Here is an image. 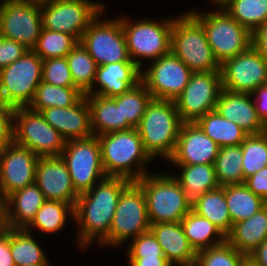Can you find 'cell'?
<instances>
[{"label": "cell", "instance_id": "1", "mask_svg": "<svg viewBox=\"0 0 267 266\" xmlns=\"http://www.w3.org/2000/svg\"><path fill=\"white\" fill-rule=\"evenodd\" d=\"M131 182L122 177H107L79 195L74 207V221L80 226L77 244L83 250L92 240H99L98 244H101L109 236L120 195Z\"/></svg>", "mask_w": 267, "mask_h": 266}, {"label": "cell", "instance_id": "2", "mask_svg": "<svg viewBox=\"0 0 267 266\" xmlns=\"http://www.w3.org/2000/svg\"><path fill=\"white\" fill-rule=\"evenodd\" d=\"M107 177L137 181L147 174L146 163L152 161L145 151L137 128L97 136Z\"/></svg>", "mask_w": 267, "mask_h": 266}, {"label": "cell", "instance_id": "3", "mask_svg": "<svg viewBox=\"0 0 267 266\" xmlns=\"http://www.w3.org/2000/svg\"><path fill=\"white\" fill-rule=\"evenodd\" d=\"M182 123L175 101L152 98L136 127L152 159L173 155Z\"/></svg>", "mask_w": 267, "mask_h": 266}, {"label": "cell", "instance_id": "4", "mask_svg": "<svg viewBox=\"0 0 267 266\" xmlns=\"http://www.w3.org/2000/svg\"><path fill=\"white\" fill-rule=\"evenodd\" d=\"M171 52L192 72L221 70L202 24L190 12L173 20Z\"/></svg>", "mask_w": 267, "mask_h": 266}, {"label": "cell", "instance_id": "5", "mask_svg": "<svg viewBox=\"0 0 267 266\" xmlns=\"http://www.w3.org/2000/svg\"><path fill=\"white\" fill-rule=\"evenodd\" d=\"M136 182L144 192L150 224L181 222L190 211L183 188L173 175L149 173Z\"/></svg>", "mask_w": 267, "mask_h": 266}, {"label": "cell", "instance_id": "6", "mask_svg": "<svg viewBox=\"0 0 267 266\" xmlns=\"http://www.w3.org/2000/svg\"><path fill=\"white\" fill-rule=\"evenodd\" d=\"M219 11L190 13L202 24L206 38L220 64L247 50L252 45V33L222 7Z\"/></svg>", "mask_w": 267, "mask_h": 266}, {"label": "cell", "instance_id": "7", "mask_svg": "<svg viewBox=\"0 0 267 266\" xmlns=\"http://www.w3.org/2000/svg\"><path fill=\"white\" fill-rule=\"evenodd\" d=\"M150 226L144 192L136 181H132L122 191L109 236L100 245L103 247L122 245L128 239L149 232Z\"/></svg>", "mask_w": 267, "mask_h": 266}, {"label": "cell", "instance_id": "8", "mask_svg": "<svg viewBox=\"0 0 267 266\" xmlns=\"http://www.w3.org/2000/svg\"><path fill=\"white\" fill-rule=\"evenodd\" d=\"M43 60L32 49L0 70V97L13 108L28 107L42 82Z\"/></svg>", "mask_w": 267, "mask_h": 266}, {"label": "cell", "instance_id": "9", "mask_svg": "<svg viewBox=\"0 0 267 266\" xmlns=\"http://www.w3.org/2000/svg\"><path fill=\"white\" fill-rule=\"evenodd\" d=\"M173 20L174 18L162 21L144 19L132 24L127 18H121L130 60L140 69L143 67L141 58L154 61L171 52Z\"/></svg>", "mask_w": 267, "mask_h": 266}, {"label": "cell", "instance_id": "10", "mask_svg": "<svg viewBox=\"0 0 267 266\" xmlns=\"http://www.w3.org/2000/svg\"><path fill=\"white\" fill-rule=\"evenodd\" d=\"M13 141L38 157L61 156L66 140L40 112L29 107L13 108Z\"/></svg>", "mask_w": 267, "mask_h": 266}, {"label": "cell", "instance_id": "11", "mask_svg": "<svg viewBox=\"0 0 267 266\" xmlns=\"http://www.w3.org/2000/svg\"><path fill=\"white\" fill-rule=\"evenodd\" d=\"M43 29L73 35L78 41L89 24L105 10L90 0H50L40 3Z\"/></svg>", "mask_w": 267, "mask_h": 266}, {"label": "cell", "instance_id": "12", "mask_svg": "<svg viewBox=\"0 0 267 266\" xmlns=\"http://www.w3.org/2000/svg\"><path fill=\"white\" fill-rule=\"evenodd\" d=\"M61 157L79 195L89 191L97 180L99 183L107 178L97 136L66 141Z\"/></svg>", "mask_w": 267, "mask_h": 266}, {"label": "cell", "instance_id": "13", "mask_svg": "<svg viewBox=\"0 0 267 266\" xmlns=\"http://www.w3.org/2000/svg\"><path fill=\"white\" fill-rule=\"evenodd\" d=\"M102 14L103 11L89 24L79 42L97 66L116 62H133L128 54L121 17L102 21L99 20Z\"/></svg>", "mask_w": 267, "mask_h": 266}, {"label": "cell", "instance_id": "14", "mask_svg": "<svg viewBox=\"0 0 267 266\" xmlns=\"http://www.w3.org/2000/svg\"><path fill=\"white\" fill-rule=\"evenodd\" d=\"M1 3L0 36L33 49L43 28L40 3L26 0H4Z\"/></svg>", "mask_w": 267, "mask_h": 266}, {"label": "cell", "instance_id": "15", "mask_svg": "<svg viewBox=\"0 0 267 266\" xmlns=\"http://www.w3.org/2000/svg\"><path fill=\"white\" fill-rule=\"evenodd\" d=\"M221 90L220 71L193 72L189 83L175 100L181 121L193 123L215 110Z\"/></svg>", "mask_w": 267, "mask_h": 266}, {"label": "cell", "instance_id": "16", "mask_svg": "<svg viewBox=\"0 0 267 266\" xmlns=\"http://www.w3.org/2000/svg\"><path fill=\"white\" fill-rule=\"evenodd\" d=\"M222 88L252 94L267 85V60L251 45L247 50L221 64Z\"/></svg>", "mask_w": 267, "mask_h": 266}, {"label": "cell", "instance_id": "17", "mask_svg": "<svg viewBox=\"0 0 267 266\" xmlns=\"http://www.w3.org/2000/svg\"><path fill=\"white\" fill-rule=\"evenodd\" d=\"M192 71L172 52L152 61L145 71L141 70V81L154 99L175 101L189 83Z\"/></svg>", "mask_w": 267, "mask_h": 266}, {"label": "cell", "instance_id": "18", "mask_svg": "<svg viewBox=\"0 0 267 266\" xmlns=\"http://www.w3.org/2000/svg\"><path fill=\"white\" fill-rule=\"evenodd\" d=\"M39 157L14 141L0 150V201L35 183Z\"/></svg>", "mask_w": 267, "mask_h": 266}, {"label": "cell", "instance_id": "19", "mask_svg": "<svg viewBox=\"0 0 267 266\" xmlns=\"http://www.w3.org/2000/svg\"><path fill=\"white\" fill-rule=\"evenodd\" d=\"M35 184L47 201H60L75 207L79 194L61 156L39 157Z\"/></svg>", "mask_w": 267, "mask_h": 266}, {"label": "cell", "instance_id": "20", "mask_svg": "<svg viewBox=\"0 0 267 266\" xmlns=\"http://www.w3.org/2000/svg\"><path fill=\"white\" fill-rule=\"evenodd\" d=\"M219 146L195 123H182L173 155L177 165L214 164Z\"/></svg>", "mask_w": 267, "mask_h": 266}, {"label": "cell", "instance_id": "21", "mask_svg": "<svg viewBox=\"0 0 267 266\" xmlns=\"http://www.w3.org/2000/svg\"><path fill=\"white\" fill-rule=\"evenodd\" d=\"M40 113L66 141L93 136L90 107L85 95L71 107H50L43 109Z\"/></svg>", "mask_w": 267, "mask_h": 266}, {"label": "cell", "instance_id": "22", "mask_svg": "<svg viewBox=\"0 0 267 266\" xmlns=\"http://www.w3.org/2000/svg\"><path fill=\"white\" fill-rule=\"evenodd\" d=\"M215 109L222 117L233 121L249 135L267 130V126L257 115L252 94L235 93L222 88Z\"/></svg>", "mask_w": 267, "mask_h": 266}, {"label": "cell", "instance_id": "23", "mask_svg": "<svg viewBox=\"0 0 267 266\" xmlns=\"http://www.w3.org/2000/svg\"><path fill=\"white\" fill-rule=\"evenodd\" d=\"M141 70L134 62L97 66L94 84H99V88L90 89L85 95L106 98L122 95L141 81Z\"/></svg>", "mask_w": 267, "mask_h": 266}, {"label": "cell", "instance_id": "24", "mask_svg": "<svg viewBox=\"0 0 267 266\" xmlns=\"http://www.w3.org/2000/svg\"><path fill=\"white\" fill-rule=\"evenodd\" d=\"M45 201L43 192L35 183L10 194L2 202L5 226L26 228Z\"/></svg>", "mask_w": 267, "mask_h": 266}, {"label": "cell", "instance_id": "25", "mask_svg": "<svg viewBox=\"0 0 267 266\" xmlns=\"http://www.w3.org/2000/svg\"><path fill=\"white\" fill-rule=\"evenodd\" d=\"M150 231L160 244L170 264H189L196 260V252L184 234L181 222L151 224Z\"/></svg>", "mask_w": 267, "mask_h": 266}, {"label": "cell", "instance_id": "26", "mask_svg": "<svg viewBox=\"0 0 267 266\" xmlns=\"http://www.w3.org/2000/svg\"><path fill=\"white\" fill-rule=\"evenodd\" d=\"M182 170L174 178L183 188L185 203L190 210L198 204L201 196L219 187L214 164L178 165Z\"/></svg>", "mask_w": 267, "mask_h": 266}, {"label": "cell", "instance_id": "27", "mask_svg": "<svg viewBox=\"0 0 267 266\" xmlns=\"http://www.w3.org/2000/svg\"><path fill=\"white\" fill-rule=\"evenodd\" d=\"M267 238V204L246 220L232 225L226 240L240 253L249 255Z\"/></svg>", "mask_w": 267, "mask_h": 266}, {"label": "cell", "instance_id": "28", "mask_svg": "<svg viewBox=\"0 0 267 266\" xmlns=\"http://www.w3.org/2000/svg\"><path fill=\"white\" fill-rule=\"evenodd\" d=\"M90 107L91 129L94 136L125 131L134 128L128 121H122L121 104L112 98L85 95Z\"/></svg>", "mask_w": 267, "mask_h": 266}, {"label": "cell", "instance_id": "29", "mask_svg": "<svg viewBox=\"0 0 267 266\" xmlns=\"http://www.w3.org/2000/svg\"><path fill=\"white\" fill-rule=\"evenodd\" d=\"M181 225L189 244L196 253L226 240V235L216 225L193 210H190L181 220Z\"/></svg>", "mask_w": 267, "mask_h": 266}, {"label": "cell", "instance_id": "30", "mask_svg": "<svg viewBox=\"0 0 267 266\" xmlns=\"http://www.w3.org/2000/svg\"><path fill=\"white\" fill-rule=\"evenodd\" d=\"M203 132L209 136L218 146H237L241 145L249 135L233 121L222 117L215 109L195 122Z\"/></svg>", "mask_w": 267, "mask_h": 266}, {"label": "cell", "instance_id": "31", "mask_svg": "<svg viewBox=\"0 0 267 266\" xmlns=\"http://www.w3.org/2000/svg\"><path fill=\"white\" fill-rule=\"evenodd\" d=\"M25 228H10V251L15 266H49L39 243Z\"/></svg>", "mask_w": 267, "mask_h": 266}, {"label": "cell", "instance_id": "32", "mask_svg": "<svg viewBox=\"0 0 267 266\" xmlns=\"http://www.w3.org/2000/svg\"><path fill=\"white\" fill-rule=\"evenodd\" d=\"M225 197L232 225L246 220L267 204L244 183L225 186Z\"/></svg>", "mask_w": 267, "mask_h": 266}, {"label": "cell", "instance_id": "33", "mask_svg": "<svg viewBox=\"0 0 267 266\" xmlns=\"http://www.w3.org/2000/svg\"><path fill=\"white\" fill-rule=\"evenodd\" d=\"M193 211L216 225L225 235L232 228V221L225 197V186L204 193Z\"/></svg>", "mask_w": 267, "mask_h": 266}, {"label": "cell", "instance_id": "34", "mask_svg": "<svg viewBox=\"0 0 267 266\" xmlns=\"http://www.w3.org/2000/svg\"><path fill=\"white\" fill-rule=\"evenodd\" d=\"M83 96L84 94L76 87L55 86L42 81L28 107L37 112L50 107H71Z\"/></svg>", "mask_w": 267, "mask_h": 266}, {"label": "cell", "instance_id": "35", "mask_svg": "<svg viewBox=\"0 0 267 266\" xmlns=\"http://www.w3.org/2000/svg\"><path fill=\"white\" fill-rule=\"evenodd\" d=\"M241 145L219 148L214 169L219 187L244 183Z\"/></svg>", "mask_w": 267, "mask_h": 266}, {"label": "cell", "instance_id": "36", "mask_svg": "<svg viewBox=\"0 0 267 266\" xmlns=\"http://www.w3.org/2000/svg\"><path fill=\"white\" fill-rule=\"evenodd\" d=\"M221 7L251 33L267 22V0H227Z\"/></svg>", "mask_w": 267, "mask_h": 266}, {"label": "cell", "instance_id": "37", "mask_svg": "<svg viewBox=\"0 0 267 266\" xmlns=\"http://www.w3.org/2000/svg\"><path fill=\"white\" fill-rule=\"evenodd\" d=\"M74 86L84 95L94 89L97 64L83 45L78 44L66 56Z\"/></svg>", "mask_w": 267, "mask_h": 266}, {"label": "cell", "instance_id": "38", "mask_svg": "<svg viewBox=\"0 0 267 266\" xmlns=\"http://www.w3.org/2000/svg\"><path fill=\"white\" fill-rule=\"evenodd\" d=\"M67 215H71V218L74 219V206L60 201L46 200L25 229L36 228L43 233L53 234L63 229Z\"/></svg>", "mask_w": 267, "mask_h": 266}, {"label": "cell", "instance_id": "39", "mask_svg": "<svg viewBox=\"0 0 267 266\" xmlns=\"http://www.w3.org/2000/svg\"><path fill=\"white\" fill-rule=\"evenodd\" d=\"M116 104H121L122 121H128L136 128L143 117L146 106L152 100L151 93L140 81L122 95L112 98Z\"/></svg>", "mask_w": 267, "mask_h": 266}, {"label": "cell", "instance_id": "40", "mask_svg": "<svg viewBox=\"0 0 267 266\" xmlns=\"http://www.w3.org/2000/svg\"><path fill=\"white\" fill-rule=\"evenodd\" d=\"M244 181L267 166V130L260 134H250L241 144Z\"/></svg>", "mask_w": 267, "mask_h": 266}, {"label": "cell", "instance_id": "41", "mask_svg": "<svg viewBox=\"0 0 267 266\" xmlns=\"http://www.w3.org/2000/svg\"><path fill=\"white\" fill-rule=\"evenodd\" d=\"M71 34L52 30H41L36 46L32 49L42 60L56 57H66L78 44Z\"/></svg>", "mask_w": 267, "mask_h": 266}, {"label": "cell", "instance_id": "42", "mask_svg": "<svg viewBox=\"0 0 267 266\" xmlns=\"http://www.w3.org/2000/svg\"><path fill=\"white\" fill-rule=\"evenodd\" d=\"M247 255L238 252L227 240L196 253L199 266H241Z\"/></svg>", "mask_w": 267, "mask_h": 266}, {"label": "cell", "instance_id": "43", "mask_svg": "<svg viewBox=\"0 0 267 266\" xmlns=\"http://www.w3.org/2000/svg\"><path fill=\"white\" fill-rule=\"evenodd\" d=\"M42 81L61 87H75L66 57L43 60Z\"/></svg>", "mask_w": 267, "mask_h": 266}, {"label": "cell", "instance_id": "44", "mask_svg": "<svg viewBox=\"0 0 267 266\" xmlns=\"http://www.w3.org/2000/svg\"><path fill=\"white\" fill-rule=\"evenodd\" d=\"M127 258L165 257L160 244L151 231L132 239Z\"/></svg>", "mask_w": 267, "mask_h": 266}, {"label": "cell", "instance_id": "45", "mask_svg": "<svg viewBox=\"0 0 267 266\" xmlns=\"http://www.w3.org/2000/svg\"><path fill=\"white\" fill-rule=\"evenodd\" d=\"M28 48L23 44L0 36V70L22 57Z\"/></svg>", "mask_w": 267, "mask_h": 266}, {"label": "cell", "instance_id": "46", "mask_svg": "<svg viewBox=\"0 0 267 266\" xmlns=\"http://www.w3.org/2000/svg\"><path fill=\"white\" fill-rule=\"evenodd\" d=\"M13 109L0 97V150L13 142Z\"/></svg>", "mask_w": 267, "mask_h": 266}, {"label": "cell", "instance_id": "47", "mask_svg": "<svg viewBox=\"0 0 267 266\" xmlns=\"http://www.w3.org/2000/svg\"><path fill=\"white\" fill-rule=\"evenodd\" d=\"M244 184L267 203V166L246 178Z\"/></svg>", "mask_w": 267, "mask_h": 266}, {"label": "cell", "instance_id": "48", "mask_svg": "<svg viewBox=\"0 0 267 266\" xmlns=\"http://www.w3.org/2000/svg\"><path fill=\"white\" fill-rule=\"evenodd\" d=\"M258 117L267 126V85L260 86L252 93Z\"/></svg>", "mask_w": 267, "mask_h": 266}, {"label": "cell", "instance_id": "49", "mask_svg": "<svg viewBox=\"0 0 267 266\" xmlns=\"http://www.w3.org/2000/svg\"><path fill=\"white\" fill-rule=\"evenodd\" d=\"M0 266H15L10 251V228L0 233Z\"/></svg>", "mask_w": 267, "mask_h": 266}, {"label": "cell", "instance_id": "50", "mask_svg": "<svg viewBox=\"0 0 267 266\" xmlns=\"http://www.w3.org/2000/svg\"><path fill=\"white\" fill-rule=\"evenodd\" d=\"M252 45L267 60V22L252 33Z\"/></svg>", "mask_w": 267, "mask_h": 266}, {"label": "cell", "instance_id": "51", "mask_svg": "<svg viewBox=\"0 0 267 266\" xmlns=\"http://www.w3.org/2000/svg\"><path fill=\"white\" fill-rule=\"evenodd\" d=\"M130 266H170L166 257L128 258Z\"/></svg>", "mask_w": 267, "mask_h": 266}, {"label": "cell", "instance_id": "52", "mask_svg": "<svg viewBox=\"0 0 267 266\" xmlns=\"http://www.w3.org/2000/svg\"><path fill=\"white\" fill-rule=\"evenodd\" d=\"M249 256L259 265L267 266V238Z\"/></svg>", "mask_w": 267, "mask_h": 266}, {"label": "cell", "instance_id": "53", "mask_svg": "<svg viewBox=\"0 0 267 266\" xmlns=\"http://www.w3.org/2000/svg\"><path fill=\"white\" fill-rule=\"evenodd\" d=\"M241 266H259L249 255H247L242 261Z\"/></svg>", "mask_w": 267, "mask_h": 266}, {"label": "cell", "instance_id": "54", "mask_svg": "<svg viewBox=\"0 0 267 266\" xmlns=\"http://www.w3.org/2000/svg\"><path fill=\"white\" fill-rule=\"evenodd\" d=\"M5 220H4V214L2 211V205H0V233H2L5 230Z\"/></svg>", "mask_w": 267, "mask_h": 266}, {"label": "cell", "instance_id": "55", "mask_svg": "<svg viewBox=\"0 0 267 266\" xmlns=\"http://www.w3.org/2000/svg\"><path fill=\"white\" fill-rule=\"evenodd\" d=\"M170 266H199L196 262L189 264H170Z\"/></svg>", "mask_w": 267, "mask_h": 266}, {"label": "cell", "instance_id": "56", "mask_svg": "<svg viewBox=\"0 0 267 266\" xmlns=\"http://www.w3.org/2000/svg\"><path fill=\"white\" fill-rule=\"evenodd\" d=\"M226 1L227 0H212V2L218 5V7H221Z\"/></svg>", "mask_w": 267, "mask_h": 266}, {"label": "cell", "instance_id": "57", "mask_svg": "<svg viewBox=\"0 0 267 266\" xmlns=\"http://www.w3.org/2000/svg\"><path fill=\"white\" fill-rule=\"evenodd\" d=\"M26 1H33V2L41 3V2L50 1V0H26Z\"/></svg>", "mask_w": 267, "mask_h": 266}]
</instances>
